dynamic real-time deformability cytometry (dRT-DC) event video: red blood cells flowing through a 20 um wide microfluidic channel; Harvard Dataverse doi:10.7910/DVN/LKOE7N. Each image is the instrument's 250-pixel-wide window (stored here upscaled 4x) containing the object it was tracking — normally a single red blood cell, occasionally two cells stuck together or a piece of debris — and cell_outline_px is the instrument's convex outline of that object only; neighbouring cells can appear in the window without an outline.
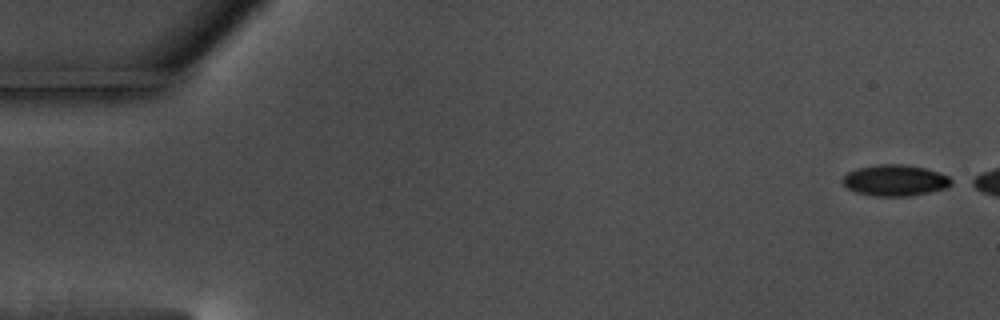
{"species": "common noctule bat (a hibernating species)", "species_latin": "Nyctalus noctula", "temperature_condition": "warm", "stored_images_in_passage": 6, "camera_frame_rate_fps": 3000, "um_per_image_px": 0.085, "animal": {"sex": "male", "body_mass_g": 17.5, "forearm_length_mm": 52.3}, "frame": {"image": 1, "passage_image": 1, "time_ms": 0.0, "image_size_px": [1000, 320], "cell_outline_px": [[956, 180], [952, 184], [944, 188], [928, 192], [908, 196], [876, 196], [856, 192], [848, 188], [840, 180], [848, 172], [856, 168], [876, 164], [900, 164], [924, 168], [948, 176]], "centroid_in_image_um": [76.06, 15.32], "position_along_channel_um": 8.9, "area_um2": 19.65}}